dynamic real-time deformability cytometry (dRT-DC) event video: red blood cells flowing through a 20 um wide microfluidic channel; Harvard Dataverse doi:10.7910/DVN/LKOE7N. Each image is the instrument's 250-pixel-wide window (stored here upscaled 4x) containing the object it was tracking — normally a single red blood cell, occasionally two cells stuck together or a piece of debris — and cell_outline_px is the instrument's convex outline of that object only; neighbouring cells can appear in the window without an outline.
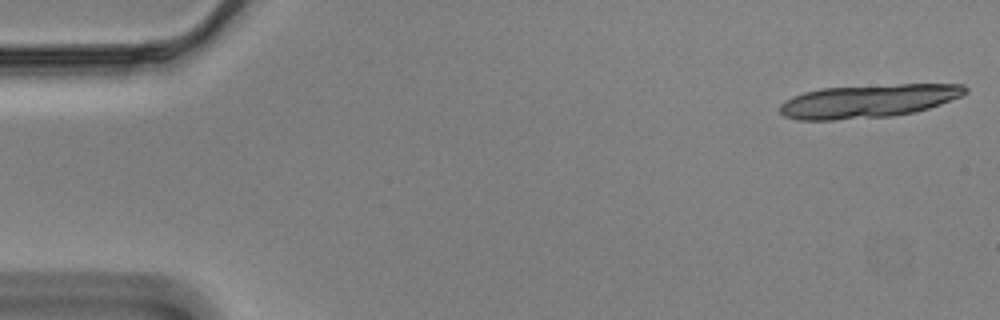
{"species": "Egyptian fruit bat (a non-hibernating species)", "species_latin": "Rousettus aegyptiacus", "temperature_condition": "cold", "stored_images_in_passage": 20, "camera_frame_rate_fps": 3000, "um_per_image_px": 0.085, "animal": {"sex": "male"}, "frame": {"image": 1, "passage_image": 1, "time_ms": 0.0, "image_size_px": [1000, 320], "cell_outline_px": [[968, 92], [960, 96], [940, 104], [928, 108], [912, 112], [892, 116], [836, 120], [800, 120], [784, 116], [780, 112], [780, 104], [784, 100], [792, 96], [804, 92], [820, 88], [900, 84], [964, 84], [968, 88]], "centroid_in_image_um": [73.77, 8.58], "position_along_channel_um": 11.2, "area_um2": 35.95}}
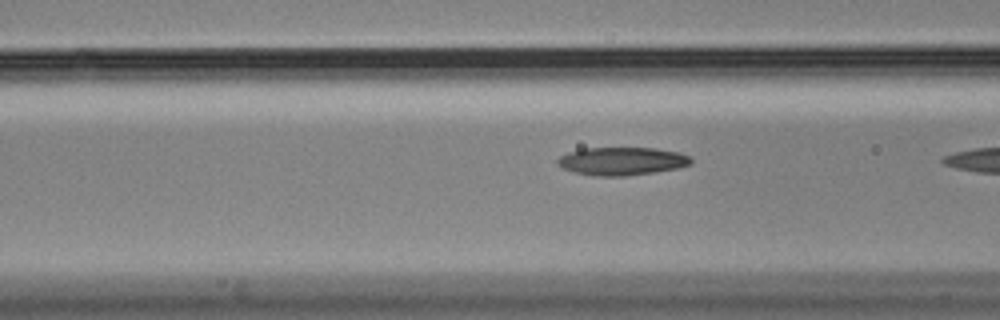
{"frame": {"image": 2, "passage_image": 19, "time_ms": 6.0, "image_size_px": [1000, 320], "cell_outline_px": [[692, 164], [680, 168], [624, 176], [596, 176], [576, 172], [564, 168], [556, 164], [556, 160], [560, 156], [568, 152], [584, 148], [656, 148], [680, 152], [692, 156]], "centroid_in_image_um": [52.91, 13.69], "position_along_channel_um": 113.7, "area_um2": 21.91}}